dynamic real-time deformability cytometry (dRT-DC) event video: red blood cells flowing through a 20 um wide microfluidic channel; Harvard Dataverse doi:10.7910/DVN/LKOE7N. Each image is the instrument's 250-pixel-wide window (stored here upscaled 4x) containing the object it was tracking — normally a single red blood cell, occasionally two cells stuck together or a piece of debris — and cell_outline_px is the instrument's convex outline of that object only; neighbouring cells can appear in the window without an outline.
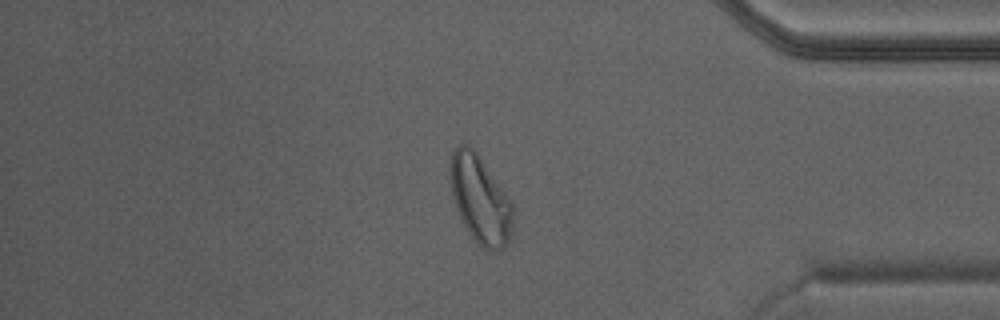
{"species": "Egyptian fruit bat (a non-hibernating species)", "species_latin": "Rousettus aegyptiacus", "temperature_condition": "warm", "stored_images_in_passage": 42, "camera_frame_rate_fps": 3000, "um_per_image_px": 0.085, "animal": {"sex": "male"}, "frame": {"image": 1, "passage_image": 36, "time_ms": 11.667, "image_size_px": [1000, 320], "cell_outline_px": [[512, 228], [508, 244], [492, 252], [484, 248], [468, 232], [456, 208], [452, 196], [448, 172], [452, 148], [460, 144], [468, 144], [476, 152], [512, 204]], "centroid_in_image_um": [40.76, 16.93], "position_along_channel_um": 394.4, "area_um2": 31.67}}
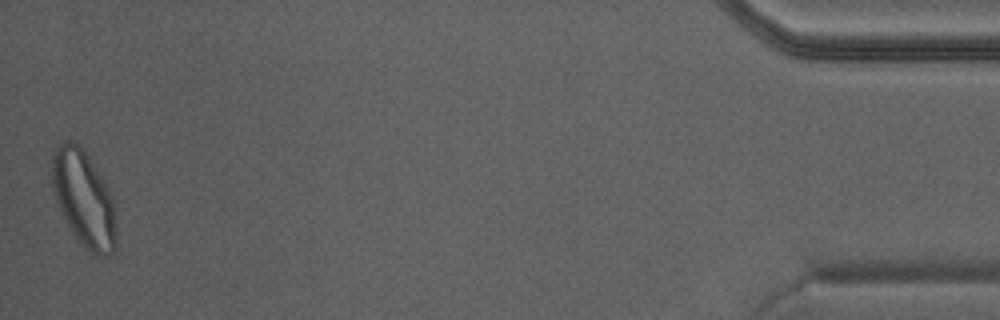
{"frame": {"image": 2, "passage_image": 42, "time_ms": 13.667, "image_size_px": [1000, 320], "cell_outline_px": [[116, 248], [108, 256], [96, 256], [84, 248], [76, 240], [60, 212], [52, 192], [52, 156], [56, 148], [64, 140], [68, 140], [80, 144], [88, 156], [104, 184], [112, 200], [116, 232]], "centroid_in_image_um": [7.08, 16.94], "position_along_channel_um": 428.1, "area_um2": 35.78}}